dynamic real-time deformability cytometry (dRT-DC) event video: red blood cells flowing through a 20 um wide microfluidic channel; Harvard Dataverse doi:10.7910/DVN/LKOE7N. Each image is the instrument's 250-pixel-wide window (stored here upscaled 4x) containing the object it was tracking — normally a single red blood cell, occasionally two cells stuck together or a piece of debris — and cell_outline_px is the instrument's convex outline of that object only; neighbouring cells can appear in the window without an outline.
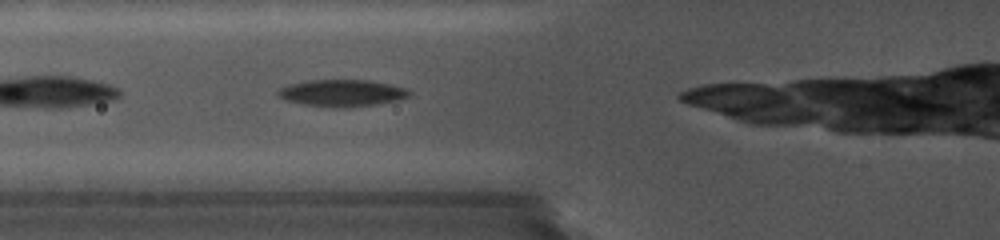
{"species": "common noctule bat (a hibernating species)", "species_latin": "Nyctalus noctula", "temperature_condition": "cold", "stored_images_in_passage": 11, "camera_frame_rate_fps": 5000, "um_per_image_px": 0.085, "animal": {"sex": "female", "body_mass_g": 19.0, "forearm_length_mm": 56.7}, "frame": {"image": 1, "passage_image": 2, "time_ms": 1.2, "image_size_px": [1000, 240], "cell_outline_px": [[412, 96], [400, 100], [376, 104], [348, 108], [336, 108], [300, 104], [284, 100], [276, 92], [276, 88], [288, 84], [308, 80], [372, 80], [392, 84], [408, 88], [412, 92]], "centroid_in_image_um": [29.1, 7.91], "position_along_channel_um": 96.7, "area_um2": 21.21}}